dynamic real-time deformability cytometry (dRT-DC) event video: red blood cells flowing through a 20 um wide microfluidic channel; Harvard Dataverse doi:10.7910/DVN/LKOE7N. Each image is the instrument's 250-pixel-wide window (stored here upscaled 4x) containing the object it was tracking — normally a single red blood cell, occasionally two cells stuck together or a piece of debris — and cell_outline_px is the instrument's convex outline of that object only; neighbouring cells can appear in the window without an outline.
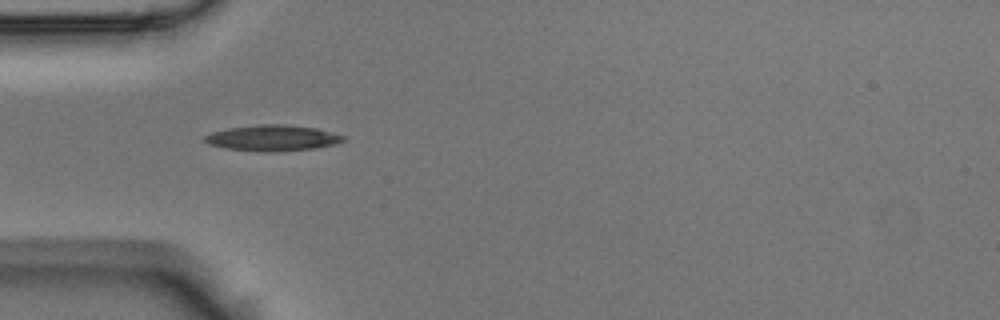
{"species": "Egyptian fruit bat (a non-hibernating species)", "species_latin": "Rousettus aegyptiacus", "temperature_condition": "room temperature", "stored_images_in_passage": 3, "camera_frame_rate_fps": 3000, "um_per_image_px": 0.085, "animal": {"sex": "male"}, "frame": {"image": 1, "passage_image": 1, "time_ms": 0.0, "image_size_px": [1000, 320], "cell_outline_px": [[344, 140], [336, 144], [312, 148], [224, 148], [208, 144], [204, 140], [204, 136], [212, 132], [228, 128], [260, 124], [284, 124], [316, 128], [332, 132], [344, 136]], "centroid_in_image_um": [23.16, 11.65], "position_along_channel_um": 61.8, "area_um2": 19.42}}
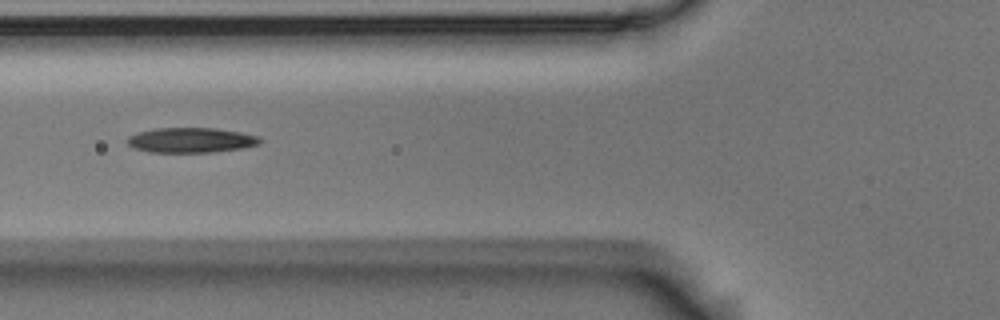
{"frame": {"image": 2, "passage_image": 2, "time_ms": 0.333, "image_size_px": [1000, 320], "cell_outline_px": [[264, 140], [260, 144], [240, 148], [212, 152], [148, 152], [132, 148], [128, 144], [128, 136], [140, 132], [156, 128], [216, 128], [240, 132], [260, 136]], "centroid_in_image_um": [16.26, 11.91], "position_along_channel_um": 109.5, "area_um2": 19.36}}
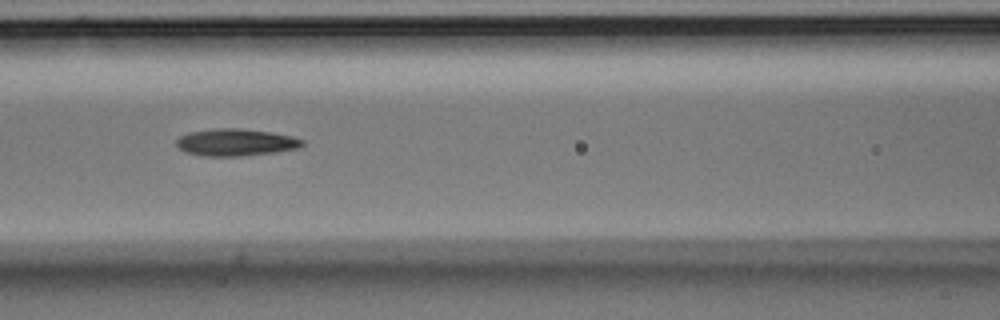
{"frame": {"image": 3, "passage_image": 3, "time_ms": 0.667, "image_size_px": [1000, 320], "cell_outline_px": [[304, 144], [300, 148], [276, 152], [240, 156], [204, 156], [184, 152], [176, 144], [176, 140], [180, 136], [192, 132], [220, 128], [240, 128], [268, 132], [292, 136], [304, 140]], "centroid_in_image_um": [20.06, 12.11], "position_along_channel_um": 146.5, "area_um2": 19.77}}